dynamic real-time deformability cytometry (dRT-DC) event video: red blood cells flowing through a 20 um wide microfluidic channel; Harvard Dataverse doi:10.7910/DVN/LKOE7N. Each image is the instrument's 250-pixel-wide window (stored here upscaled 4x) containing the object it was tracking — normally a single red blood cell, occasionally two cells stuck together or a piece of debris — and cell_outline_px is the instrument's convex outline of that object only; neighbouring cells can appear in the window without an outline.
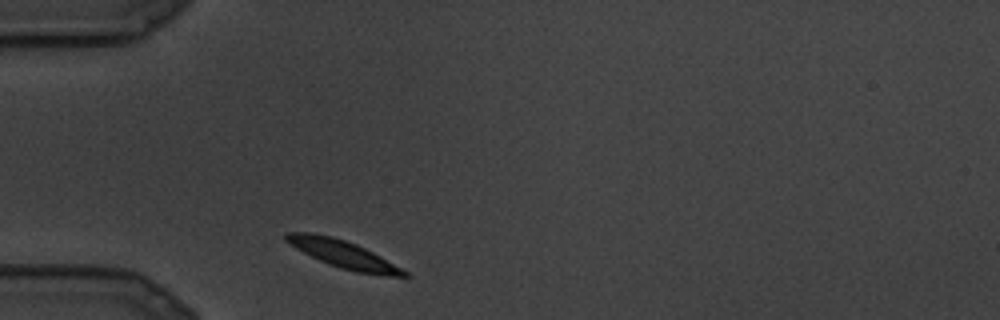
{"species": "common noctule bat (a hibernating species)", "species_latin": "Nyctalus noctula", "temperature_condition": "cold", "stored_images_in_passage": 12, "camera_frame_rate_fps": 3000, "um_per_image_px": 0.085, "animal": {"sex": "male", "body_mass_g": 19.5, "forearm_length_mm": 54.6}, "frame": {"image": 1, "passage_image": 1, "time_ms": 0.0, "image_size_px": [1000, 320], "cell_outline_px": [[408, 276], [384, 276], [356, 272], [340, 268], [328, 264], [288, 244], [284, 240], [284, 236], [288, 232], [312, 232], [332, 236], [356, 244], [380, 256], [408, 272]], "centroid_in_image_um": [29.14, 21.6], "position_along_channel_um": 55.9, "area_um2": 18.79}}
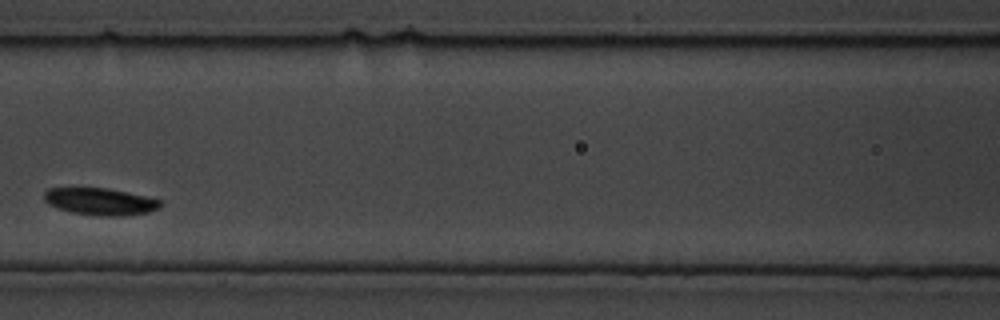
{"frame": {"image": 2, "passage_image": 6, "time_ms": 1.667, "image_size_px": [1000, 320], "cell_outline_px": [[160, 208], [148, 212], [124, 216], [100, 216], [72, 212], [56, 208], [48, 204], [44, 200], [44, 192], [48, 188], [108, 188], [144, 196], [160, 200]], "centroid_in_image_um": [8.48, 17.13], "position_along_channel_um": 158.1, "area_um2": 18.26}}
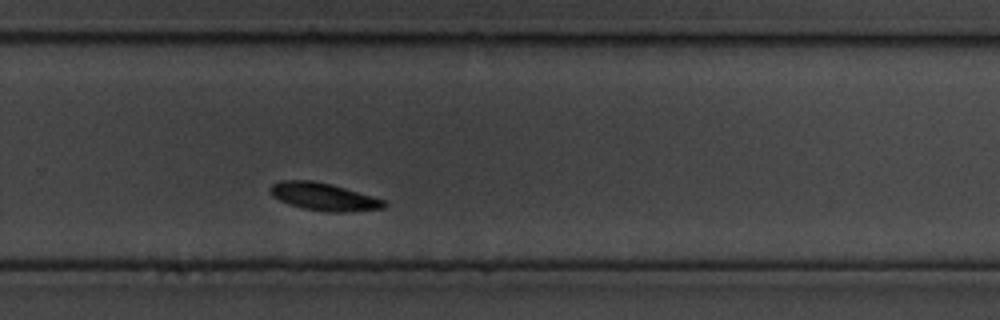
{"frame": {"image": 3, "passage_image": 12, "time_ms": 3.667, "image_size_px": [1000, 320], "cell_outline_px": [[388, 204], [384, 208], [344, 212], [332, 212], [304, 208], [288, 204], [272, 196], [268, 188], [272, 184], [280, 180], [312, 180], [332, 184], [372, 196], [384, 200]], "centroid_in_image_um": [27.49, 16.71], "position_along_channel_um": 302.3, "area_um2": 18.26}}